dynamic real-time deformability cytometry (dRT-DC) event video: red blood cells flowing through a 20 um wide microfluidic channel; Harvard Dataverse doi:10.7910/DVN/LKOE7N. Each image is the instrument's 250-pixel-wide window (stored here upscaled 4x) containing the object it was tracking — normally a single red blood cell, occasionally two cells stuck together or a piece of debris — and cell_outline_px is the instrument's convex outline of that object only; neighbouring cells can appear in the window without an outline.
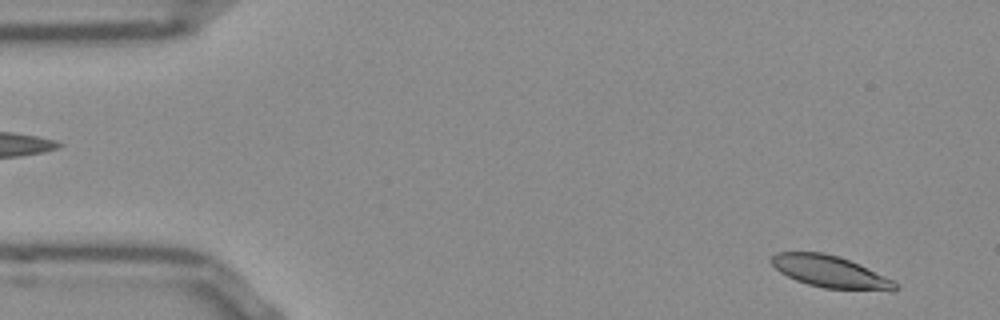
{"species": "Egyptian fruit bat (a non-hibernating species)", "species_latin": "Rousettus aegyptiacus", "temperature_condition": "room temperature", "stored_images_in_passage": 51, "camera_frame_rate_fps": 3000, "um_per_image_px": 0.085, "frame": {"image": 1, "passage_image": 2, "time_ms": 0.333, "image_size_px": [1000, 320], "cell_outline_px": [[900, 288], [892, 292], [824, 288], [808, 284], [796, 280], [780, 272], [768, 260], [776, 252], [820, 252], [840, 256], [892, 280]], "centroid_in_image_um": [70.57, 23.11], "position_along_channel_um": 14.4, "area_um2": 23.0}}
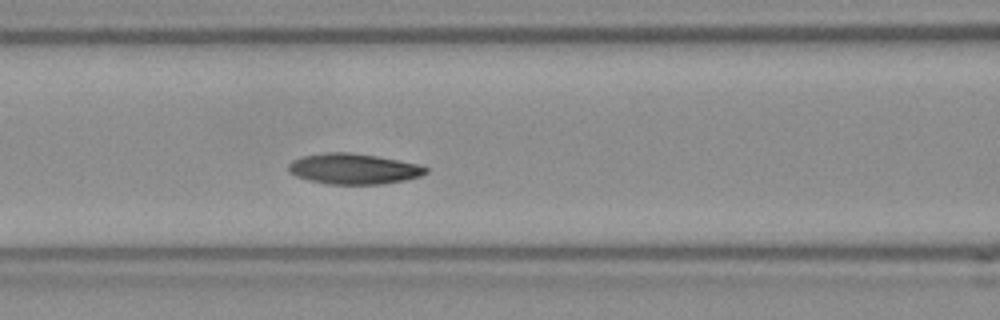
{"frame": {"image": 2, "passage_image": 20, "time_ms": 6.333, "image_size_px": [1000, 320], "cell_outline_px": [[428, 172], [420, 176], [404, 180], [380, 184], [324, 184], [308, 180], [296, 176], [288, 172], [288, 164], [292, 160], [304, 156], [324, 152], [352, 152], [376, 156], [416, 164], [428, 168]], "centroid_in_image_um": [30.0, 14.35], "position_along_channel_um": 136.6, "area_um2": 24.45}}
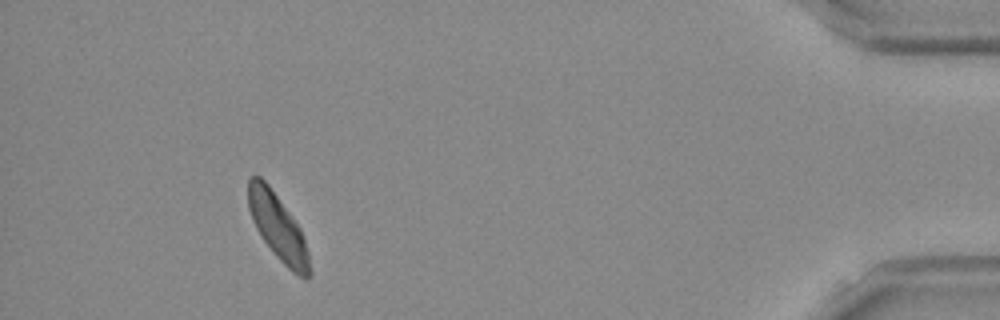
{"frame": {"image": 3, "passage_image": 47, "time_ms": 15.333, "image_size_px": [1000, 320], "cell_outline_px": [[312, 272], [308, 280], [304, 280], [292, 272], [276, 256], [264, 240], [256, 228], [252, 220], [248, 208], [248, 176], [260, 176], [268, 184], [300, 228], [308, 252]], "centroid_in_image_um": [23.63, 19.35], "position_along_channel_um": 411.6, "area_um2": 23.47}, "authors_computed_cell_mechanics": {"area_um2": 23.987, "velocity_mm_per_s": 3.7935, "shape_relaxation_time_tau1_ms": 5.1607, "shape_relaxation_time_tau2_ms": 10.131, "deformation_change_tau1": 0.122, "deformation_change_tau2": 0.159}}